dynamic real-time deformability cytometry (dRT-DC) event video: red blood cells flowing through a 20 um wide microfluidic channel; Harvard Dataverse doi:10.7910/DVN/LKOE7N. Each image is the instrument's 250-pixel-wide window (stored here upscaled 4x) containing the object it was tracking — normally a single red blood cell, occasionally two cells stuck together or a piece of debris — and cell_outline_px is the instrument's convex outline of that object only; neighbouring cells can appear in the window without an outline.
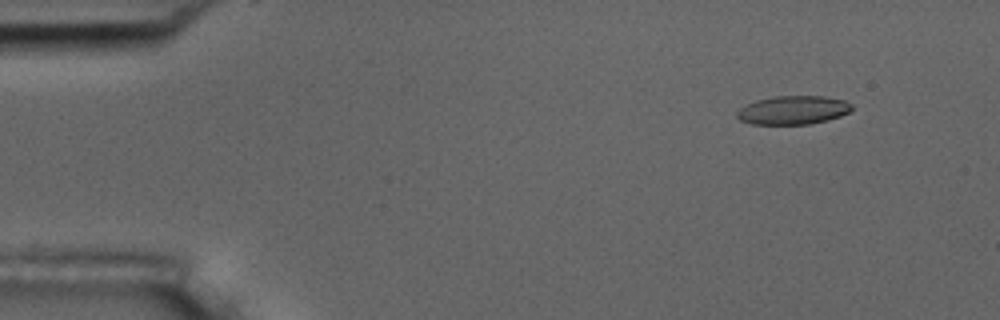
{"species": "common noctule bat (a hibernating species)", "species_latin": "Nyctalus noctula", "temperature_condition": "room temperature", "stored_images_in_passage": 5, "camera_frame_rate_fps": 3000, "um_per_image_px": 0.085, "animal": {"sex": "male", "body_mass_g": 17.5, "forearm_length_mm": 52.3}, "frame": {"image": 1, "passage_image": 2, "time_ms": 1.0, "image_size_px": [1000, 320], "cell_outline_px": [[852, 108], [848, 112], [840, 116], [828, 120], [808, 124], [752, 124], [740, 120], [736, 116], [736, 112], [740, 108], [756, 100], [772, 96], [824, 96], [844, 100], [852, 104]], "centroid_in_image_um": [67.4, 9.35], "position_along_channel_um": 17.6, "area_um2": 19.13}}
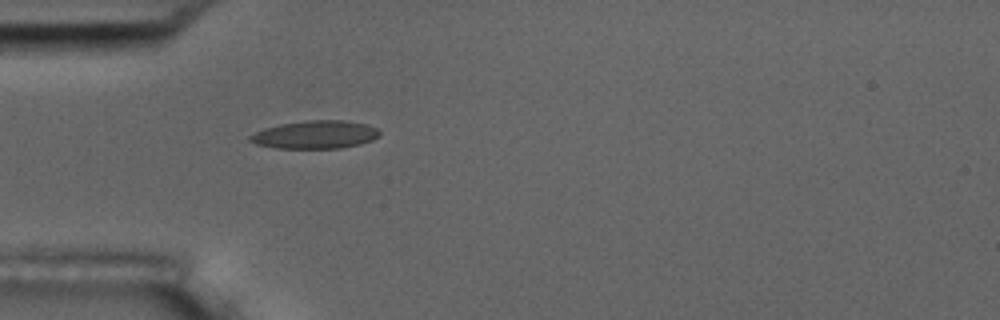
{"frame": {"image": 2, "passage_image": 5, "time_ms": 4.667, "image_size_px": [1000, 320], "cell_outline_px": [[380, 136], [372, 140], [360, 144], [340, 148], [276, 148], [256, 144], [248, 140], [248, 136], [264, 128], [280, 124], [304, 120], [344, 120], [368, 124], [376, 128], [380, 132]], "centroid_in_image_um": [26.8, 11.44], "position_along_channel_um": 58.2, "area_um2": 21.27}}